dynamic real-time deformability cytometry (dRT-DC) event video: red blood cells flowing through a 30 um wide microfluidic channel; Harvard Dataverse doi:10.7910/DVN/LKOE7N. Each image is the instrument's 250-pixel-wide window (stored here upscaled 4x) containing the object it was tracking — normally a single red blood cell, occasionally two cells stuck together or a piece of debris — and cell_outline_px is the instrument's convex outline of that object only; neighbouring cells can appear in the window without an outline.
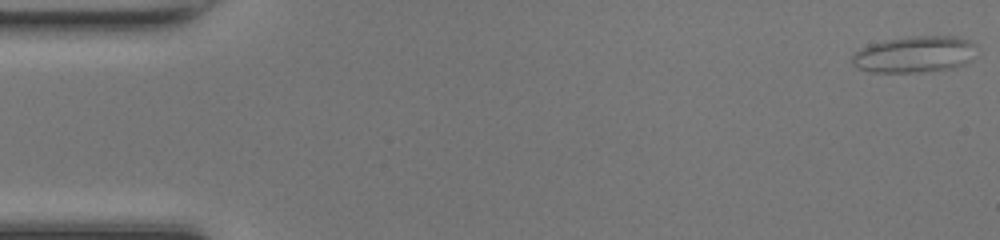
{"species": "common noctule bat (a hibernating species)", "species_latin": "Nyctalus noctula", "temperature_condition": "room temperature", "stored_images_in_passage": 11, "camera_frame_rate_fps": 3000, "um_per_image_px": 0.085, "animal": {"sex": "female", "body_mass_g": 17.0, "forearm_length_mm": 48.0}, "frame": {"image": 1, "passage_image": 1, "time_ms": 0.0, "image_size_px": [1000, 240], "cell_outline_px": [[976, 44], [972, 60], [956, 68], [916, 72], [872, 72], [856, 68], [852, 64], [852, 56], [860, 48], [868, 44], [884, 40], [912, 36], [956, 36], [968, 40]], "centroid_in_image_um": [77.73, 4.62], "position_along_channel_um": 7.3, "area_um2": 26.65}}